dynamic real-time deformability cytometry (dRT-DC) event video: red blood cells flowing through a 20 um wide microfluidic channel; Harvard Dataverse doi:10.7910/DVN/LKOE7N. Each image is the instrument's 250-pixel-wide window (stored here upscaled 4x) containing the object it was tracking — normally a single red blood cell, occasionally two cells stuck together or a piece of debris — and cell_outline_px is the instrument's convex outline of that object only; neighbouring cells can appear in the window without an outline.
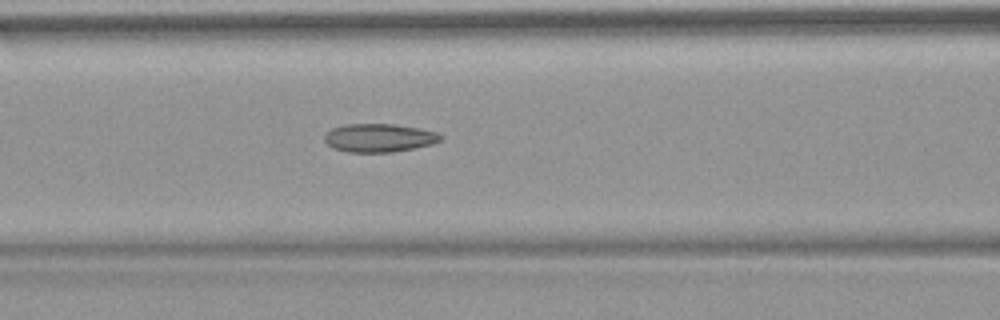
{"species": "common noctule bat (a hibernating species)", "species_latin": "Nyctalus noctula", "temperature_condition": "warm", "stored_images_in_passage": 53, "camera_frame_rate_fps": 3000, "um_per_image_px": 0.085, "animal": {"sex": "female", "body_mass_g": 18.4}, "frame": {"image": 1, "passage_image": 23, "time_ms": 7.333, "image_size_px": [1000, 320], "cell_outline_px": [[444, 136], [440, 140], [432, 144], [392, 152], [348, 152], [332, 148], [324, 140], [324, 136], [332, 128], [344, 124], [392, 124], [420, 128], [436, 132]], "centroid_in_image_um": [32.21, 11.71], "position_along_channel_um": 134.4, "area_um2": 19.13}, "authors_computed_cell_mechanics": {"area_um2": 19.363, "velocity_mm_per_s": 3.835, "shape_relaxation_time_tau1_ms": null, "shape_relaxation_time_tau2_ms": 2.7751, "deformation_change_tau1": null, "deformation_change_tau2": 0.1011}}